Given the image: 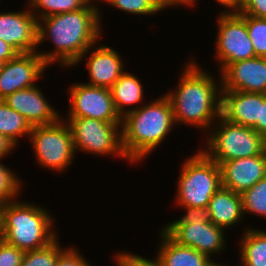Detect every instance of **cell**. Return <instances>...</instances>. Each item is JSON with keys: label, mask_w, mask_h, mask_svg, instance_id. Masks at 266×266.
I'll use <instances>...</instances> for the list:
<instances>
[{"label": "cell", "mask_w": 266, "mask_h": 266, "mask_svg": "<svg viewBox=\"0 0 266 266\" xmlns=\"http://www.w3.org/2000/svg\"><path fill=\"white\" fill-rule=\"evenodd\" d=\"M260 93L221 91V116L232 123L253 127L259 119Z\"/></svg>", "instance_id": "ac0fdd59"}, {"label": "cell", "mask_w": 266, "mask_h": 266, "mask_svg": "<svg viewBox=\"0 0 266 266\" xmlns=\"http://www.w3.org/2000/svg\"><path fill=\"white\" fill-rule=\"evenodd\" d=\"M103 33L100 10L89 4L76 11L53 14L38 20L37 53L50 67L70 69L87 49L103 38ZM47 41L53 47L41 50L39 47Z\"/></svg>", "instance_id": "7a4b0ae2"}, {"label": "cell", "mask_w": 266, "mask_h": 266, "mask_svg": "<svg viewBox=\"0 0 266 266\" xmlns=\"http://www.w3.org/2000/svg\"><path fill=\"white\" fill-rule=\"evenodd\" d=\"M31 141V142H30ZM35 164L39 168L64 173L74 165L76 152L68 123L61 118L50 125L34 126L29 135Z\"/></svg>", "instance_id": "ba28073f"}, {"label": "cell", "mask_w": 266, "mask_h": 266, "mask_svg": "<svg viewBox=\"0 0 266 266\" xmlns=\"http://www.w3.org/2000/svg\"><path fill=\"white\" fill-rule=\"evenodd\" d=\"M106 6L140 17H153L161 13L151 0H110Z\"/></svg>", "instance_id": "f1b7e54d"}, {"label": "cell", "mask_w": 266, "mask_h": 266, "mask_svg": "<svg viewBox=\"0 0 266 266\" xmlns=\"http://www.w3.org/2000/svg\"><path fill=\"white\" fill-rule=\"evenodd\" d=\"M220 76L222 90L266 94V57L234 62Z\"/></svg>", "instance_id": "2e32d148"}, {"label": "cell", "mask_w": 266, "mask_h": 266, "mask_svg": "<svg viewBox=\"0 0 266 266\" xmlns=\"http://www.w3.org/2000/svg\"><path fill=\"white\" fill-rule=\"evenodd\" d=\"M38 20L27 2L20 11L0 12V39L19 54L37 52Z\"/></svg>", "instance_id": "5bb4252c"}, {"label": "cell", "mask_w": 266, "mask_h": 266, "mask_svg": "<svg viewBox=\"0 0 266 266\" xmlns=\"http://www.w3.org/2000/svg\"><path fill=\"white\" fill-rule=\"evenodd\" d=\"M114 266H162L160 260L155 256L146 258L145 255H139L127 249L112 254Z\"/></svg>", "instance_id": "f546056e"}, {"label": "cell", "mask_w": 266, "mask_h": 266, "mask_svg": "<svg viewBox=\"0 0 266 266\" xmlns=\"http://www.w3.org/2000/svg\"><path fill=\"white\" fill-rule=\"evenodd\" d=\"M24 252L16 246L0 242V266H20Z\"/></svg>", "instance_id": "d6a6232c"}, {"label": "cell", "mask_w": 266, "mask_h": 266, "mask_svg": "<svg viewBox=\"0 0 266 266\" xmlns=\"http://www.w3.org/2000/svg\"><path fill=\"white\" fill-rule=\"evenodd\" d=\"M144 90L146 89L142 80L137 74L130 73V70L126 69L117 79L110 91L115 109L121 118L147 102Z\"/></svg>", "instance_id": "ffe728a7"}, {"label": "cell", "mask_w": 266, "mask_h": 266, "mask_svg": "<svg viewBox=\"0 0 266 266\" xmlns=\"http://www.w3.org/2000/svg\"><path fill=\"white\" fill-rule=\"evenodd\" d=\"M69 125L76 154L123 159L129 162L122 148V122H104L93 118L62 117ZM79 151V153H78ZM115 156V157H114Z\"/></svg>", "instance_id": "52a82bcc"}, {"label": "cell", "mask_w": 266, "mask_h": 266, "mask_svg": "<svg viewBox=\"0 0 266 266\" xmlns=\"http://www.w3.org/2000/svg\"><path fill=\"white\" fill-rule=\"evenodd\" d=\"M252 128L266 140V94L260 93L259 119Z\"/></svg>", "instance_id": "836d02e7"}, {"label": "cell", "mask_w": 266, "mask_h": 266, "mask_svg": "<svg viewBox=\"0 0 266 266\" xmlns=\"http://www.w3.org/2000/svg\"><path fill=\"white\" fill-rule=\"evenodd\" d=\"M242 13L252 17L266 18V0H253Z\"/></svg>", "instance_id": "e575fe53"}, {"label": "cell", "mask_w": 266, "mask_h": 266, "mask_svg": "<svg viewBox=\"0 0 266 266\" xmlns=\"http://www.w3.org/2000/svg\"><path fill=\"white\" fill-rule=\"evenodd\" d=\"M50 66L37 53L18 54L2 64L0 70V100L12 93L38 85Z\"/></svg>", "instance_id": "4fadbf2b"}, {"label": "cell", "mask_w": 266, "mask_h": 266, "mask_svg": "<svg viewBox=\"0 0 266 266\" xmlns=\"http://www.w3.org/2000/svg\"><path fill=\"white\" fill-rule=\"evenodd\" d=\"M102 40L103 38L87 49L71 69L85 61V69L88 71V81L85 83L110 89L125 72L127 67L124 66L126 63L123 60L126 59L120 55V51L111 45L101 43Z\"/></svg>", "instance_id": "7c38bea8"}, {"label": "cell", "mask_w": 266, "mask_h": 266, "mask_svg": "<svg viewBox=\"0 0 266 266\" xmlns=\"http://www.w3.org/2000/svg\"><path fill=\"white\" fill-rule=\"evenodd\" d=\"M19 147L9 137L0 133V159L4 160L9 154H12Z\"/></svg>", "instance_id": "8d00e7d4"}, {"label": "cell", "mask_w": 266, "mask_h": 266, "mask_svg": "<svg viewBox=\"0 0 266 266\" xmlns=\"http://www.w3.org/2000/svg\"><path fill=\"white\" fill-rule=\"evenodd\" d=\"M246 22L248 35L253 45L255 56L266 57V18L252 17L238 13Z\"/></svg>", "instance_id": "83f0119b"}, {"label": "cell", "mask_w": 266, "mask_h": 266, "mask_svg": "<svg viewBox=\"0 0 266 266\" xmlns=\"http://www.w3.org/2000/svg\"><path fill=\"white\" fill-rule=\"evenodd\" d=\"M253 0H231V2L222 10L229 13L243 12Z\"/></svg>", "instance_id": "f35d334b"}, {"label": "cell", "mask_w": 266, "mask_h": 266, "mask_svg": "<svg viewBox=\"0 0 266 266\" xmlns=\"http://www.w3.org/2000/svg\"><path fill=\"white\" fill-rule=\"evenodd\" d=\"M22 200L1 204V237L7 244L28 252L48 245L61 233L51 209Z\"/></svg>", "instance_id": "277c9868"}, {"label": "cell", "mask_w": 266, "mask_h": 266, "mask_svg": "<svg viewBox=\"0 0 266 266\" xmlns=\"http://www.w3.org/2000/svg\"><path fill=\"white\" fill-rule=\"evenodd\" d=\"M68 95L67 113L62 117L93 118L104 122H122L117 113L111 91L85 82H72L66 88Z\"/></svg>", "instance_id": "30bf717a"}, {"label": "cell", "mask_w": 266, "mask_h": 266, "mask_svg": "<svg viewBox=\"0 0 266 266\" xmlns=\"http://www.w3.org/2000/svg\"><path fill=\"white\" fill-rule=\"evenodd\" d=\"M31 12L37 18L79 10L88 5L87 0H26Z\"/></svg>", "instance_id": "cb8c5ba5"}, {"label": "cell", "mask_w": 266, "mask_h": 266, "mask_svg": "<svg viewBox=\"0 0 266 266\" xmlns=\"http://www.w3.org/2000/svg\"><path fill=\"white\" fill-rule=\"evenodd\" d=\"M240 234L238 255L239 266H266V231L250 226L242 228Z\"/></svg>", "instance_id": "7402d4cb"}, {"label": "cell", "mask_w": 266, "mask_h": 266, "mask_svg": "<svg viewBox=\"0 0 266 266\" xmlns=\"http://www.w3.org/2000/svg\"><path fill=\"white\" fill-rule=\"evenodd\" d=\"M205 136L199 149L218 165L228 160L259 155L266 150V140L252 127L232 123L221 115Z\"/></svg>", "instance_id": "8992f818"}, {"label": "cell", "mask_w": 266, "mask_h": 266, "mask_svg": "<svg viewBox=\"0 0 266 266\" xmlns=\"http://www.w3.org/2000/svg\"><path fill=\"white\" fill-rule=\"evenodd\" d=\"M158 233L159 244L154 254L162 266H206L211 260L207 255L194 248L177 244L161 227Z\"/></svg>", "instance_id": "44dd1931"}, {"label": "cell", "mask_w": 266, "mask_h": 266, "mask_svg": "<svg viewBox=\"0 0 266 266\" xmlns=\"http://www.w3.org/2000/svg\"><path fill=\"white\" fill-rule=\"evenodd\" d=\"M182 211L184 214L178 218L176 217L173 221L167 223H186L190 224L192 221H202L203 223L210 222L208 209L204 207H190V206H175Z\"/></svg>", "instance_id": "1f68e13d"}, {"label": "cell", "mask_w": 266, "mask_h": 266, "mask_svg": "<svg viewBox=\"0 0 266 266\" xmlns=\"http://www.w3.org/2000/svg\"><path fill=\"white\" fill-rule=\"evenodd\" d=\"M59 235L48 245L24 252L20 266H56L59 253L65 248Z\"/></svg>", "instance_id": "484cf974"}, {"label": "cell", "mask_w": 266, "mask_h": 266, "mask_svg": "<svg viewBox=\"0 0 266 266\" xmlns=\"http://www.w3.org/2000/svg\"><path fill=\"white\" fill-rule=\"evenodd\" d=\"M228 265L230 266L229 263L226 264V263H223V262L221 263L220 261L218 262V259H216V260L215 259H211L206 266H228ZM231 266H233V265H231Z\"/></svg>", "instance_id": "b9f144b4"}, {"label": "cell", "mask_w": 266, "mask_h": 266, "mask_svg": "<svg viewBox=\"0 0 266 266\" xmlns=\"http://www.w3.org/2000/svg\"><path fill=\"white\" fill-rule=\"evenodd\" d=\"M189 56L180 66L174 89L165 94L176 126L193 127L206 135L221 115V76L203 68L193 54Z\"/></svg>", "instance_id": "6da1fadb"}, {"label": "cell", "mask_w": 266, "mask_h": 266, "mask_svg": "<svg viewBox=\"0 0 266 266\" xmlns=\"http://www.w3.org/2000/svg\"><path fill=\"white\" fill-rule=\"evenodd\" d=\"M241 197L245 217L252 214L266 220V176L244 191Z\"/></svg>", "instance_id": "d4e9b609"}, {"label": "cell", "mask_w": 266, "mask_h": 266, "mask_svg": "<svg viewBox=\"0 0 266 266\" xmlns=\"http://www.w3.org/2000/svg\"><path fill=\"white\" fill-rule=\"evenodd\" d=\"M78 245L65 246L59 253L56 266H93L87 257L81 253Z\"/></svg>", "instance_id": "4dcf8cb0"}, {"label": "cell", "mask_w": 266, "mask_h": 266, "mask_svg": "<svg viewBox=\"0 0 266 266\" xmlns=\"http://www.w3.org/2000/svg\"><path fill=\"white\" fill-rule=\"evenodd\" d=\"M30 123L17 111L10 108L3 100H0V133L9 137L18 146L21 138L29 139L32 131Z\"/></svg>", "instance_id": "603a6c76"}, {"label": "cell", "mask_w": 266, "mask_h": 266, "mask_svg": "<svg viewBox=\"0 0 266 266\" xmlns=\"http://www.w3.org/2000/svg\"><path fill=\"white\" fill-rule=\"evenodd\" d=\"M0 159V204L15 201L20 198L23 186V179L19 177L18 172L10 166L4 165ZM18 174V175H17Z\"/></svg>", "instance_id": "4316f807"}, {"label": "cell", "mask_w": 266, "mask_h": 266, "mask_svg": "<svg viewBox=\"0 0 266 266\" xmlns=\"http://www.w3.org/2000/svg\"><path fill=\"white\" fill-rule=\"evenodd\" d=\"M159 96L122 118V148L134 166L163 146L177 128L170 100L165 93Z\"/></svg>", "instance_id": "3957f363"}, {"label": "cell", "mask_w": 266, "mask_h": 266, "mask_svg": "<svg viewBox=\"0 0 266 266\" xmlns=\"http://www.w3.org/2000/svg\"><path fill=\"white\" fill-rule=\"evenodd\" d=\"M210 221L226 231L236 228L237 224L244 222L243 204L241 194L221 186L211 197L208 204Z\"/></svg>", "instance_id": "d6986e66"}, {"label": "cell", "mask_w": 266, "mask_h": 266, "mask_svg": "<svg viewBox=\"0 0 266 266\" xmlns=\"http://www.w3.org/2000/svg\"><path fill=\"white\" fill-rule=\"evenodd\" d=\"M19 53L9 44L0 39V61L5 63L14 59Z\"/></svg>", "instance_id": "74e56055"}, {"label": "cell", "mask_w": 266, "mask_h": 266, "mask_svg": "<svg viewBox=\"0 0 266 266\" xmlns=\"http://www.w3.org/2000/svg\"><path fill=\"white\" fill-rule=\"evenodd\" d=\"M45 96L39 84L27 89L19 90L8 95L3 101L12 109L22 115L32 127L50 125L58 122L61 118V111L52 106ZM52 103V104H50Z\"/></svg>", "instance_id": "9a60e30c"}, {"label": "cell", "mask_w": 266, "mask_h": 266, "mask_svg": "<svg viewBox=\"0 0 266 266\" xmlns=\"http://www.w3.org/2000/svg\"><path fill=\"white\" fill-rule=\"evenodd\" d=\"M110 0H87V3L90 5V6H93V7H95V8H97L98 10H100V20L102 21L101 22V25H102V27H103V25L105 26V24H103L104 22H103V13L105 12V11H102L103 9L102 8H104V7H102L101 6V4H104V6L105 5H107L108 4V2H109ZM100 2V3H99ZM102 2V3H101ZM99 4H100V6H99ZM103 12V13H102Z\"/></svg>", "instance_id": "ab89813d"}, {"label": "cell", "mask_w": 266, "mask_h": 266, "mask_svg": "<svg viewBox=\"0 0 266 266\" xmlns=\"http://www.w3.org/2000/svg\"><path fill=\"white\" fill-rule=\"evenodd\" d=\"M218 11L214 58L220 74L234 62L256 57L245 20L238 13Z\"/></svg>", "instance_id": "9c48e42d"}, {"label": "cell", "mask_w": 266, "mask_h": 266, "mask_svg": "<svg viewBox=\"0 0 266 266\" xmlns=\"http://www.w3.org/2000/svg\"><path fill=\"white\" fill-rule=\"evenodd\" d=\"M154 5L162 12L164 10L167 11L168 9H174V11L176 9H179V8H184L185 9L189 6H188V0H151ZM173 7V8H172ZM179 7V8H178Z\"/></svg>", "instance_id": "d590c367"}, {"label": "cell", "mask_w": 266, "mask_h": 266, "mask_svg": "<svg viewBox=\"0 0 266 266\" xmlns=\"http://www.w3.org/2000/svg\"><path fill=\"white\" fill-rule=\"evenodd\" d=\"M196 2H198V0H188L189 9L192 7L195 8L197 5H199ZM214 2H217L216 4L219 3L218 5L224 9L231 2V0H214Z\"/></svg>", "instance_id": "60d3db41"}, {"label": "cell", "mask_w": 266, "mask_h": 266, "mask_svg": "<svg viewBox=\"0 0 266 266\" xmlns=\"http://www.w3.org/2000/svg\"><path fill=\"white\" fill-rule=\"evenodd\" d=\"M222 186L242 194L266 176V150L259 155L220 164Z\"/></svg>", "instance_id": "e0dca14e"}, {"label": "cell", "mask_w": 266, "mask_h": 266, "mask_svg": "<svg viewBox=\"0 0 266 266\" xmlns=\"http://www.w3.org/2000/svg\"><path fill=\"white\" fill-rule=\"evenodd\" d=\"M161 229L177 244L191 247L207 255L210 259H216L220 254L223 257L227 249V231L214 223L192 221L186 223H165ZM226 236V237H225Z\"/></svg>", "instance_id": "8fae6325"}, {"label": "cell", "mask_w": 266, "mask_h": 266, "mask_svg": "<svg viewBox=\"0 0 266 266\" xmlns=\"http://www.w3.org/2000/svg\"><path fill=\"white\" fill-rule=\"evenodd\" d=\"M180 163L173 201L176 206L207 208L211 197L222 186L221 169L199 148Z\"/></svg>", "instance_id": "5b68a950"}]
</instances>
